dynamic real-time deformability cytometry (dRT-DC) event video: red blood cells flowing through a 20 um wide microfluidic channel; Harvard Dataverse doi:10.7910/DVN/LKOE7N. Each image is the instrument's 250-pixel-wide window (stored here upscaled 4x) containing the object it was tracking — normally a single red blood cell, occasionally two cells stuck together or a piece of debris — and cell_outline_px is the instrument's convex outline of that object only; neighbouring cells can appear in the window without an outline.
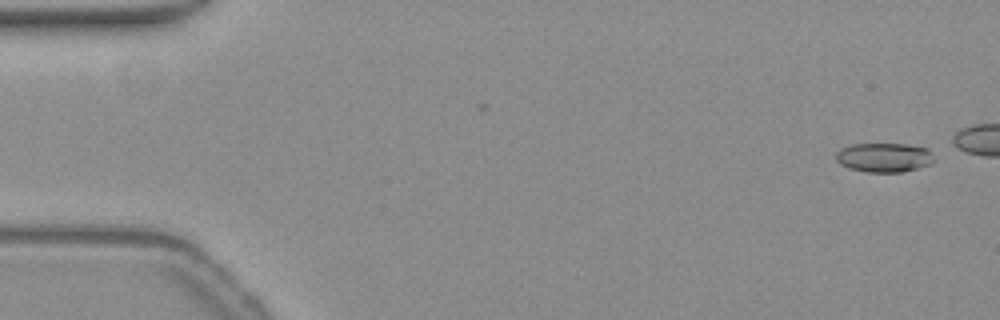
{"species": "common noctule bat (a hibernating species)", "species_latin": "Nyctalus noctula", "temperature_condition": "warm", "stored_images_in_passage": 43, "camera_frame_rate_fps": 3000, "um_per_image_px": 0.085, "animal": {"sex": "female", "body_mass_g": 19.3, "forearm_length_mm": 54.1}, "frame": {"image": 1, "passage_image": 2, "time_ms": 0.333, "image_size_px": [1000, 320], "cell_outline_px": [[932, 160], [928, 164], [904, 172], [864, 172], [848, 168], [840, 164], [836, 160], [836, 152], [840, 148], [852, 144], [904, 144], [924, 148], [928, 152]], "centroid_in_image_um": [75.03, 13.39], "position_along_channel_um": 10.0, "area_um2": 16.42}}
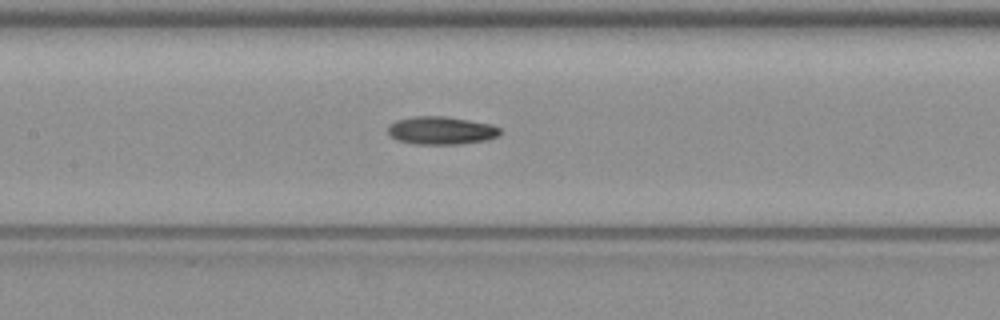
{"frame": {"image": 2, "passage_image": 25, "time_ms": 8.0, "image_size_px": [1000, 320], "cell_outline_px": [[500, 136], [488, 140], [460, 144], [412, 144], [396, 140], [388, 132], [388, 124], [396, 120], [412, 116], [444, 116], [468, 120], [488, 124], [500, 128]], "centroid_in_image_um": [37.47, 11.1], "position_along_channel_um": 169.9, "area_um2": 18.38}}
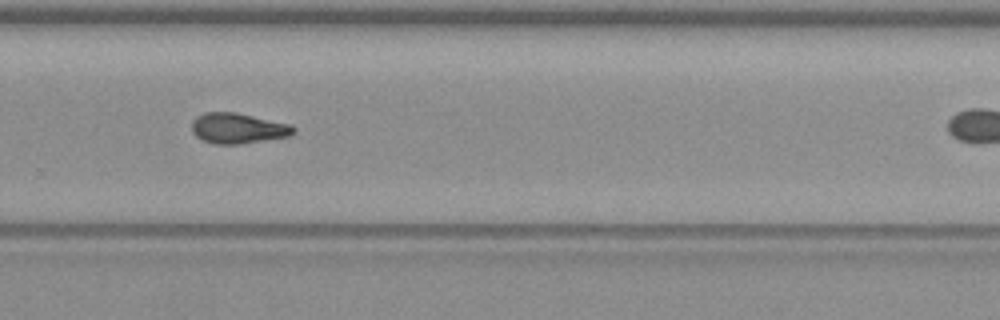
{"frame": {"image": 3, "passage_image": 36, "time_ms": 11.667, "image_size_px": [1000, 320], "cell_outline_px": [[296, 132], [288, 136], [240, 144], [212, 144], [196, 136], [192, 132], [192, 120], [196, 116], [204, 112], [236, 112], [288, 124], [296, 128]], "centroid_in_image_um": [20.18, 10.9], "position_along_channel_um": 309.6, "area_um2": 17.98}}